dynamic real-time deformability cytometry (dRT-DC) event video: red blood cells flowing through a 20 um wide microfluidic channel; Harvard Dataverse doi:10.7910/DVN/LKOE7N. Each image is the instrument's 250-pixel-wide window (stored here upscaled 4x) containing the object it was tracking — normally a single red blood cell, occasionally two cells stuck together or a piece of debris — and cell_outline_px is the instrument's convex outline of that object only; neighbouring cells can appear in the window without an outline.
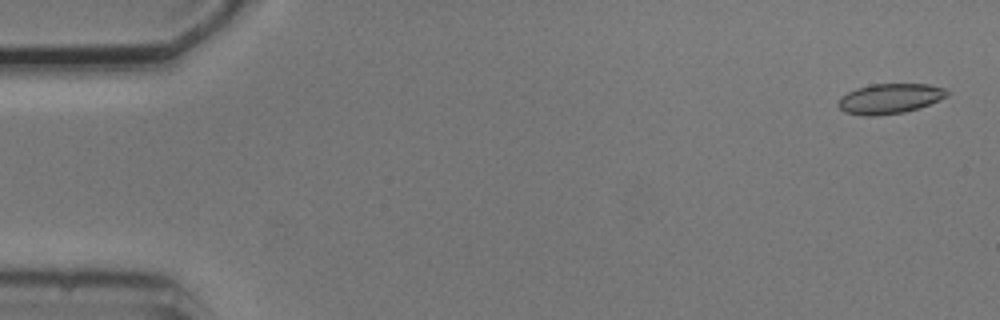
{"species": "common noctule bat (a hibernating species)", "species_latin": "Nyctalus noctula", "temperature_condition": "cold", "stored_images_in_passage": 5, "camera_frame_rate_fps": 3000, "um_per_image_px": 0.085, "animal": {"sex": "male", "body_mass_g": 20.5, "forearm_length_mm": 52.5}, "frame": {"image": 1, "passage_image": 1, "time_ms": 0.0, "image_size_px": [1000, 320], "cell_outline_px": [[948, 96], [920, 108], [904, 112], [876, 116], [864, 116], [844, 112], [836, 104], [840, 96], [856, 88], [872, 84], [928, 84], [944, 88], [948, 92]], "centroid_in_image_um": [75.6, 8.39], "position_along_channel_um": 9.4, "area_um2": 19.19}}
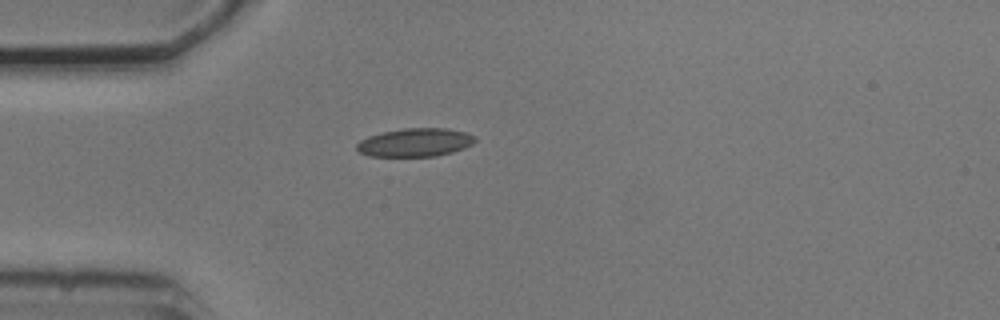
{"frame": {"image": 2, "passage_image": 4, "time_ms": 4.333, "image_size_px": [1000, 320], "cell_outline_px": [[476, 140], [472, 144], [464, 148], [452, 152], [436, 156], [368, 156], [360, 152], [356, 148], [356, 144], [360, 140], [368, 136], [384, 132], [404, 128], [448, 128], [468, 132], [476, 136]], "centroid_in_image_um": [35.32, 12.1], "position_along_channel_um": 49.7, "area_um2": 19.65}}